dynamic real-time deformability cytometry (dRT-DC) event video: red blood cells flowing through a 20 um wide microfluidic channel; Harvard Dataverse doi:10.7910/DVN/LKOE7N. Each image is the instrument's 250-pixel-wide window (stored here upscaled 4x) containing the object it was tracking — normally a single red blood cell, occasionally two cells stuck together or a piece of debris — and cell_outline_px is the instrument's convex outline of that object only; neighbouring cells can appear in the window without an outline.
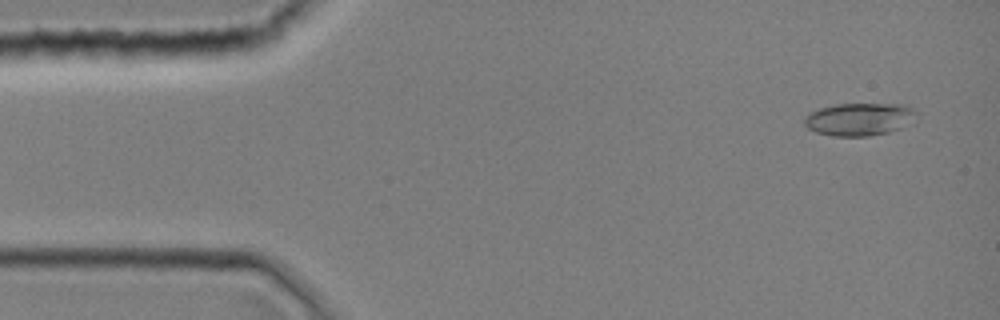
{"species": "common noctule bat (a hibernating species)", "species_latin": "Nyctalus noctula", "temperature_condition": "room temperature", "stored_images_in_passage": 5, "camera_frame_rate_fps": 3000, "um_per_image_px": 0.085, "animal": {"sex": "female", "body_mass_g": 19.0, "forearm_length_mm": 51.5}, "frame": {"image": 1, "passage_image": 2, "time_ms": 0.333, "image_size_px": [1000, 320], "cell_outline_px": [[916, 124], [888, 132], [868, 136], [832, 136], [816, 132], [808, 128], [804, 124], [804, 116], [808, 112], [820, 108], [836, 104], [904, 104], [912, 108], [916, 112]], "centroid_in_image_um": [73.09, 10.13], "position_along_channel_um": 11.9, "area_um2": 21.79}}